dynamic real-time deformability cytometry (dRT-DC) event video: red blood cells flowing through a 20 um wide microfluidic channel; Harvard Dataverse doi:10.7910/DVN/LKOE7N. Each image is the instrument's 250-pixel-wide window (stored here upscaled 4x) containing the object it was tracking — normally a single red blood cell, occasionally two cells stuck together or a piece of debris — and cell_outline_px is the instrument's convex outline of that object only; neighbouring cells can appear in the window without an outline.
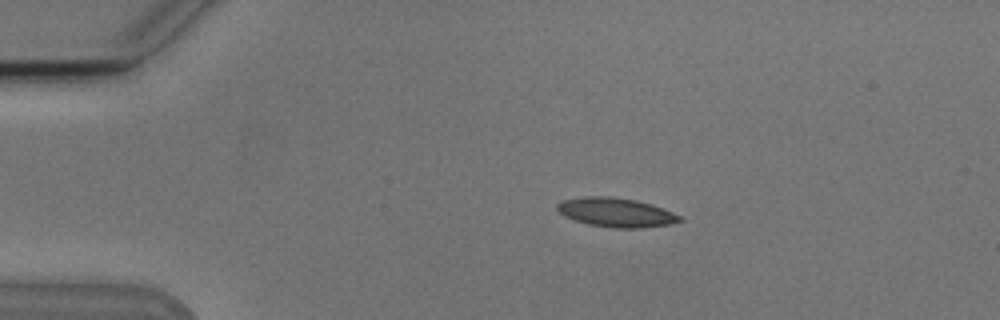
{"species": "Egyptian fruit bat (a non-hibernating species)", "species_latin": "Rousettus aegyptiacus", "temperature_condition": "cold", "stored_images_in_passage": 7, "camera_frame_rate_fps": 3000, "um_per_image_px": 0.085, "animal": {"sex": "male"}, "frame": {"image": 1, "passage_image": 3, "time_ms": 2.333, "image_size_px": [1000, 320], "cell_outline_px": [[684, 220], [668, 224], [640, 228], [612, 228], [588, 224], [564, 216], [556, 208], [556, 204], [564, 200], [584, 196], [608, 196], [636, 200], [652, 204], [684, 216]], "centroid_in_image_um": [52.4, 18.05], "position_along_channel_um": 32.6, "area_um2": 20.87}}
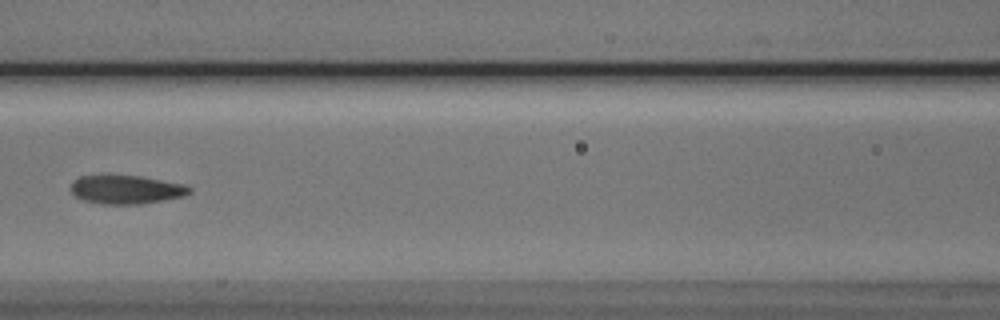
{"frame": {"image": 2, "passage_image": 6, "time_ms": 7.0, "image_size_px": [1000, 320], "cell_outline_px": [[192, 192], [184, 196], [164, 200], [140, 204], [100, 204], [84, 200], [76, 196], [68, 188], [72, 180], [80, 176], [108, 172], [140, 176], [184, 184], [192, 188]], "centroid_in_image_um": [10.66, 16.06], "position_along_channel_um": 155.9, "area_um2": 20.69}}
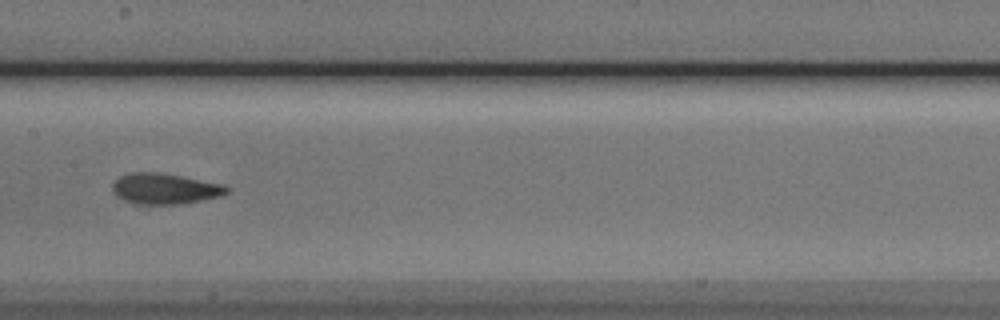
{"frame": {"image": 3, "passage_image": 7, "time_ms": 8.0, "image_size_px": [1000, 320], "cell_outline_px": [[232, 188], [228, 192], [220, 196], [200, 200], [176, 204], [132, 204], [116, 196], [112, 192], [112, 184], [120, 176], [132, 172], [156, 172], [180, 176], [224, 184]], "centroid_in_image_um": [13.99, 16.04], "position_along_channel_um": 193.4, "area_um2": 20.46}}